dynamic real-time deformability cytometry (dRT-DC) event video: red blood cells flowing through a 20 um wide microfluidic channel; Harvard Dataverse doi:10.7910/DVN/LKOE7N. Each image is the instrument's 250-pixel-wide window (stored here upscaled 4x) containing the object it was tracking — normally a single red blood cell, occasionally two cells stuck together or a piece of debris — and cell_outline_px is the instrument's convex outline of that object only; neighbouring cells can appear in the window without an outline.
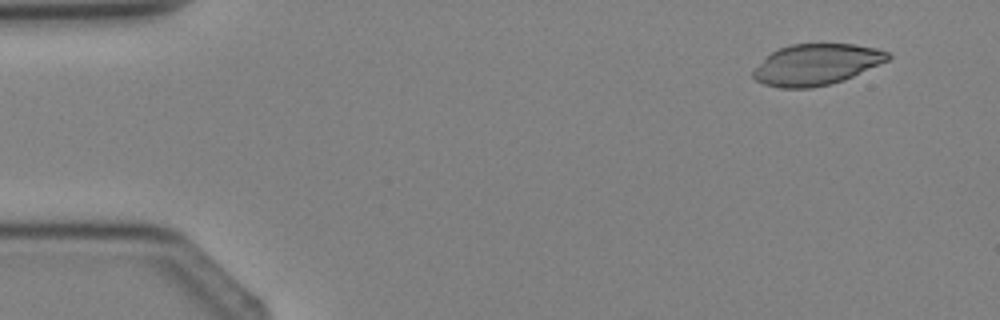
{"species": "Egyptian fruit bat (a non-hibernating species)", "species_latin": "Rousettus aegyptiacus", "temperature_condition": "cold", "stored_images_in_passage": 5, "camera_frame_rate_fps": 3000, "um_per_image_px": 0.085, "animal": {"sex": "female"}, "frame": {"image": 1, "passage_image": 5, "time_ms": 4.667, "image_size_px": [1000, 320], "cell_outline_px": [[892, 56], [888, 60], [844, 80], [832, 84], [812, 88], [780, 88], [764, 84], [756, 80], [752, 76], [752, 72], [772, 52], [780, 48], [792, 44], [852, 44], [876, 48], [888, 52]], "centroid_in_image_um": [69.41, 5.49], "position_along_channel_um": 15.6, "area_um2": 31.96}}